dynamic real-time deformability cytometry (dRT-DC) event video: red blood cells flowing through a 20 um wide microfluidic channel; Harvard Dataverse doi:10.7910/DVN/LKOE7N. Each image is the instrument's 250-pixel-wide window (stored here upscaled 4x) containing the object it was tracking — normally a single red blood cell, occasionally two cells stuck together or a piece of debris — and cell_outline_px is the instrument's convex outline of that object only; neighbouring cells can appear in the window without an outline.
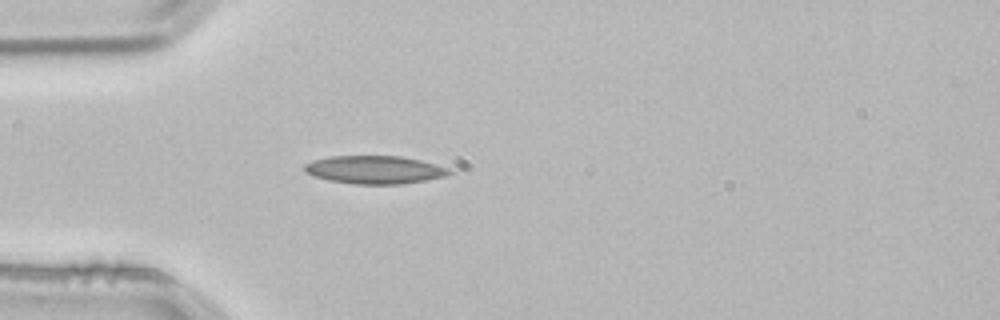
{"species": "common noctule bat (a hibernating species)", "species_latin": "Nyctalus noctula", "temperature_condition": "room temperature", "stored_images_in_passage": 4, "camera_frame_rate_fps": 3000, "um_per_image_px": 0.085, "animal": {"sex": "male", "body_mass_g": 21.5, "forearm_length_mm": 52.0}, "frame": {"image": 1, "passage_image": 4, "time_ms": 1.0, "image_size_px": [1000, 320], "cell_outline_px": [[452, 172], [444, 176], [404, 184], [356, 184], [328, 180], [304, 172], [304, 164], [312, 160], [328, 156], [400, 156], [420, 160], [448, 168]], "centroid_in_image_um": [31.8, 14.42], "position_along_channel_um": 53.2, "area_um2": 23.52}}